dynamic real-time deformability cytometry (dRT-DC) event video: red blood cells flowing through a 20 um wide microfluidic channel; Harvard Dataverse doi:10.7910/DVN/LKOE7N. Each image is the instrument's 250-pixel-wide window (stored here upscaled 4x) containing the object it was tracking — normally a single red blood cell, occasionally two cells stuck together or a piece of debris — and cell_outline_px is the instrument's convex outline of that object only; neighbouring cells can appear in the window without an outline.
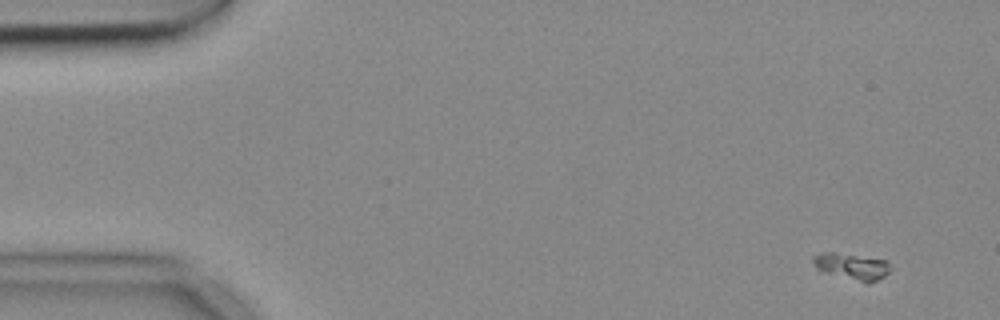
{"species": "common noctule bat (a hibernating species)", "species_latin": "Nyctalus noctula", "temperature_condition": "cold", "stored_images_in_passage": 4, "camera_frame_rate_fps": 3000, "um_per_image_px": 0.085, "animal": {"sex": "female", "body_mass_g": 18.4}, "frame": {"image": 1, "passage_image": 1, "time_ms": 0.0, "image_size_px": [1000, 320], "cell_outline_px": [[888, 272], [884, 276], [868, 284], [828, 272], [816, 268], [812, 260], [812, 256], [820, 252], [836, 252], [888, 260]], "centroid_in_image_um": [72.39, 22.62], "position_along_channel_um": 12.6, "area_um2": 11.68}}
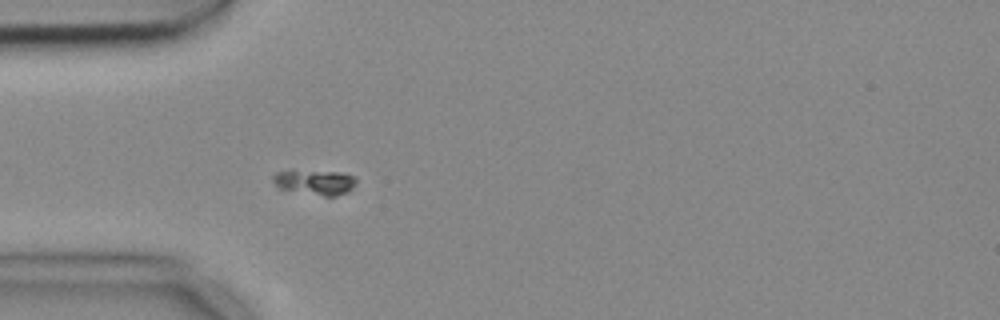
{"frame": {"image": 2, "passage_image": 4, "time_ms": 1.0, "image_size_px": [1000, 320], "cell_outline_px": [[356, 184], [348, 192], [336, 196], [324, 196], [280, 188], [272, 180], [272, 176], [276, 172], [340, 172], [356, 176]], "centroid_in_image_um": [26.85, 15.51], "position_along_channel_um": 58.1, "area_um2": 11.68}}